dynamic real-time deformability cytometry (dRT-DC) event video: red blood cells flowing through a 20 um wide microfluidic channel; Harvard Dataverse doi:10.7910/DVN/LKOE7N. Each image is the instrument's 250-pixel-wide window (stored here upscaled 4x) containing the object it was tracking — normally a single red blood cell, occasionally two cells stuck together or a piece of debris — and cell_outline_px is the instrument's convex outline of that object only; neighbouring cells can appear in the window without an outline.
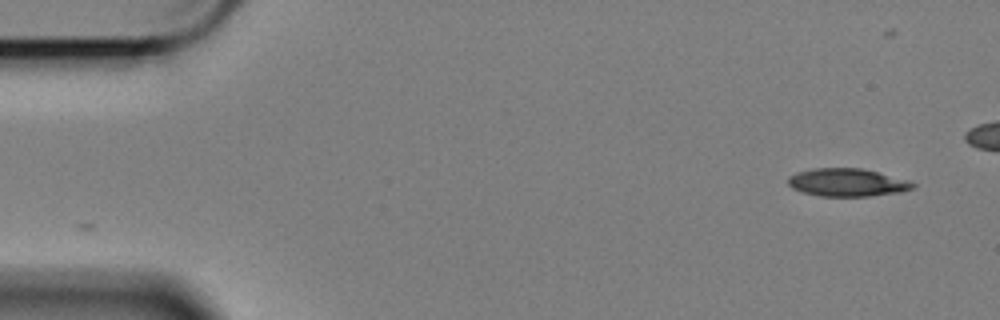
{"species": "Egyptian fruit bat (a non-hibernating species)", "species_latin": "Rousettus aegyptiacus", "temperature_condition": "cold", "stored_images_in_passage": 10, "camera_frame_rate_fps": 3000, "um_per_image_px": 0.085, "animal": {"sex": "female"}, "frame": {"image": 1, "passage_image": 1, "time_ms": 0.0, "image_size_px": [1000, 320], "cell_outline_px": [[916, 188], [900, 192], [868, 196], [820, 196], [804, 192], [792, 188], [788, 184], [788, 176], [796, 172], [816, 168], [860, 168], [908, 180], [916, 184]], "centroid_in_image_um": [72.01, 15.51], "position_along_channel_um": 13.0, "area_um2": 20.17}}